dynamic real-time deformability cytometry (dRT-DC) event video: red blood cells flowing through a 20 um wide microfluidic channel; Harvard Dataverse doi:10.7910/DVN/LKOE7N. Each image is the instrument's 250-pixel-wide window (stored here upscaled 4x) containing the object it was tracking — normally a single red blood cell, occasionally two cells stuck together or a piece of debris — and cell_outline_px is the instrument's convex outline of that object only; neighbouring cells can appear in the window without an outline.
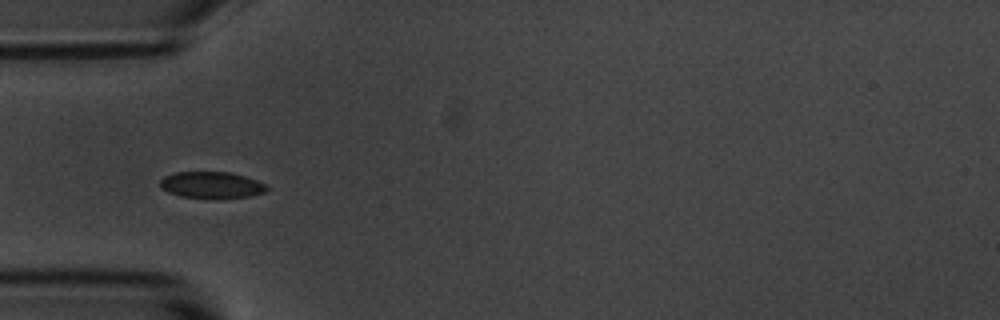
{"species": "common noctule bat (a hibernating species)", "species_latin": "Nyctalus noctula", "temperature_condition": "room temperature", "stored_images_in_passage": 24, "camera_frame_rate_fps": 3000, "um_per_image_px": 0.085, "animal": {"sex": "male", "body_mass_g": 20.1, "forearm_length_mm": 53.5}, "frame": {"image": 1, "passage_image": 8, "time_ms": 2.333, "image_size_px": [1000, 320], "cell_outline_px": [[268, 188], [264, 192], [252, 196], [220, 200], [216, 200], [180, 196], [168, 192], [160, 188], [160, 180], [164, 176], [176, 172], [232, 172], [268, 184]], "centroid_in_image_um": [18.0, 15.75], "position_along_channel_um": 67.0, "area_um2": 17.05}}